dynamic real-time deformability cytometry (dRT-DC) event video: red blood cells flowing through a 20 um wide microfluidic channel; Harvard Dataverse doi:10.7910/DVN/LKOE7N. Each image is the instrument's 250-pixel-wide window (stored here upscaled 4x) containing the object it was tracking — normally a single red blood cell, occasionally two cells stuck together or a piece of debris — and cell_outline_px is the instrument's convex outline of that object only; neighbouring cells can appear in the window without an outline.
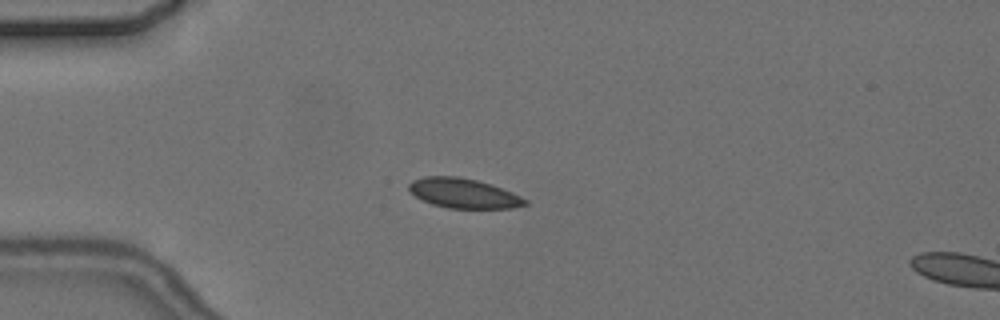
{"species": "common noctule bat (a hibernating species)", "species_latin": "Nyctalus noctula", "temperature_condition": "cold", "stored_images_in_passage": 8, "camera_frame_rate_fps": 3000, "um_per_image_px": 0.085, "animal": {"sex": "female", "body_mass_g": 24.6, "forearm_length_mm": 56.2}, "frame": {"image": 1, "passage_image": 5, "time_ms": 4.667, "image_size_px": [1000, 320], "cell_outline_px": [[528, 204], [512, 208], [448, 208], [432, 204], [416, 196], [408, 188], [408, 184], [412, 180], [424, 176], [456, 176], [476, 180], [512, 192], [528, 200]], "centroid_in_image_um": [39.39, 16.43], "position_along_channel_um": 45.6, "area_um2": 19.88}}
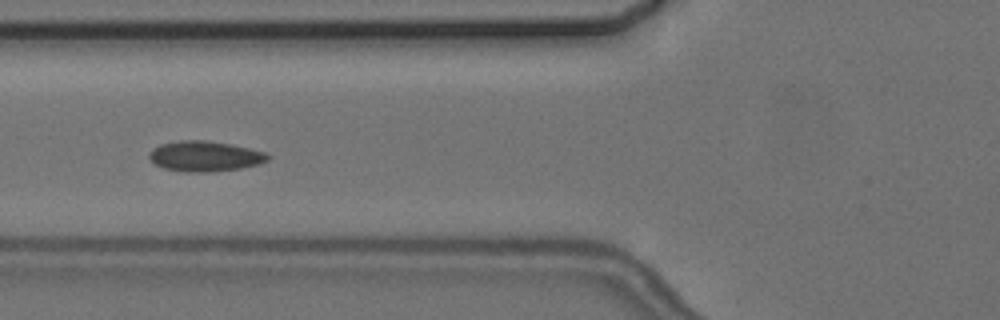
{"frame": {"image": 2, "passage_image": 7, "time_ms": 7.0, "image_size_px": [1000, 320], "cell_outline_px": [[272, 156], [268, 160], [260, 164], [240, 168], [208, 172], [184, 172], [164, 168], [156, 164], [148, 156], [148, 152], [152, 148], [160, 144], [180, 140], [208, 140], [232, 144], [268, 152]], "centroid_in_image_um": [17.45, 13.27], "position_along_channel_um": 108.4, "area_um2": 21.27}}
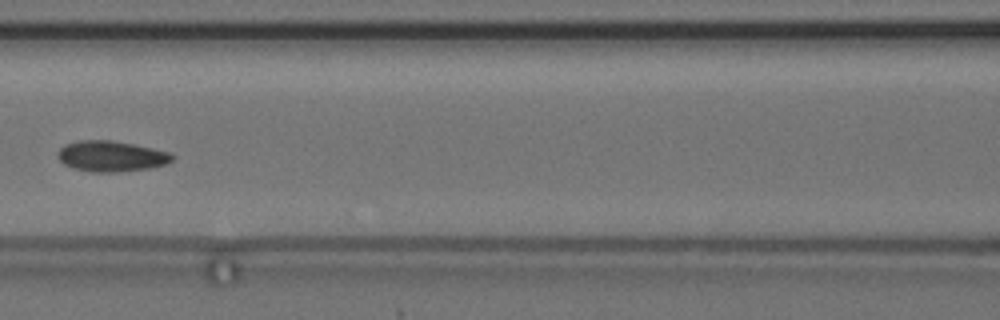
{"frame": {"image": 3, "passage_image": 8, "time_ms": 8.333, "image_size_px": [1000, 320], "cell_outline_px": [[176, 156], [172, 160], [164, 164], [148, 168], [116, 172], [92, 172], [72, 168], [64, 164], [56, 156], [56, 152], [64, 144], [80, 140], [112, 140], [172, 152]], "centroid_in_image_um": [9.42, 13.27], "position_along_channel_um": 157.2, "area_um2": 20.58}}